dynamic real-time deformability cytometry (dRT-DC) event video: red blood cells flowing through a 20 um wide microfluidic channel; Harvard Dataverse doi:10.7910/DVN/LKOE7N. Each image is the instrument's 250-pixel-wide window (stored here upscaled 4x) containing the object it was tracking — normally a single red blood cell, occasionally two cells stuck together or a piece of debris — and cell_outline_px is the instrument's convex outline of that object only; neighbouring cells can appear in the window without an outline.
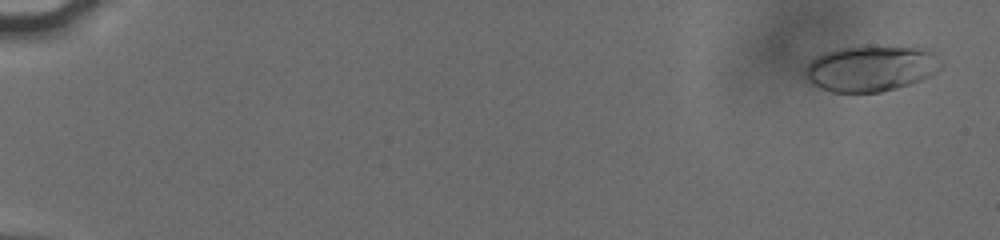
{"species": "human", "species_latin": "Homo sapiens", "temperature_condition": "cold", "stored_images_in_passage": 57, "camera_frame_rate_fps": 3000, "um_per_image_px": 0.085, "donor": {"sex": "male"}, "frame": {"image": 1, "passage_image": 3, "time_ms": 0.667, "image_size_px": [1000, 240], "cell_outline_px": [[944, 64], [936, 72], [912, 84], [880, 92], [832, 92], [820, 88], [804, 80], [804, 68], [816, 56], [824, 52], [836, 48], [916, 44], [932, 52]], "centroid_in_image_um": [74.04, 5.79], "position_along_channel_um": 11.0, "area_um2": 37.22}}
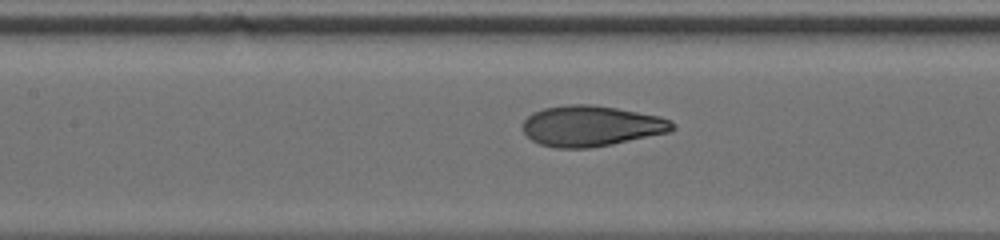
{"frame": {"image": 2, "passage_image": 29, "time_ms": 9.333, "image_size_px": [1000, 240], "cell_outline_px": [[676, 128], [672, 132], [612, 144], [588, 148], [556, 148], [540, 144], [532, 140], [520, 128], [524, 120], [532, 112], [544, 108], [564, 104], [592, 104], [616, 108], [660, 116], [672, 120], [676, 124]], "centroid_in_image_um": [50.27, 10.7], "position_along_channel_um": 157.1, "area_um2": 35.89}}
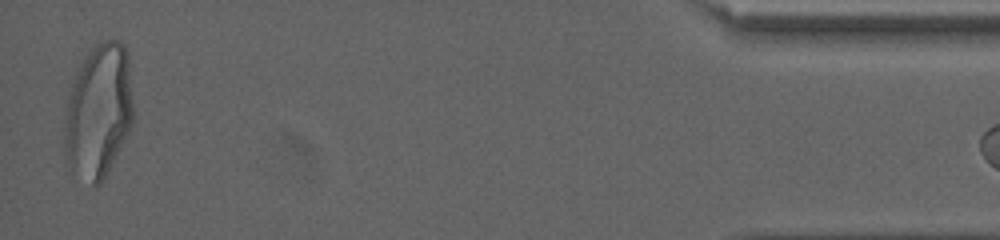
{"frame": {"image": 3, "passage_image": 56, "time_ms": 18.333, "image_size_px": [1000, 240], "cell_outline_px": [[132, 128], [104, 180], [96, 188], [72, 172], [64, 148], [64, 120], [68, 92], [76, 72], [84, 56], [96, 44], [104, 40], [120, 40], [124, 44], [128, 52], [132, 100]], "centroid_in_image_um": [8.37, 9.47], "position_along_channel_um": 426.8, "area_um2": 54.56}}